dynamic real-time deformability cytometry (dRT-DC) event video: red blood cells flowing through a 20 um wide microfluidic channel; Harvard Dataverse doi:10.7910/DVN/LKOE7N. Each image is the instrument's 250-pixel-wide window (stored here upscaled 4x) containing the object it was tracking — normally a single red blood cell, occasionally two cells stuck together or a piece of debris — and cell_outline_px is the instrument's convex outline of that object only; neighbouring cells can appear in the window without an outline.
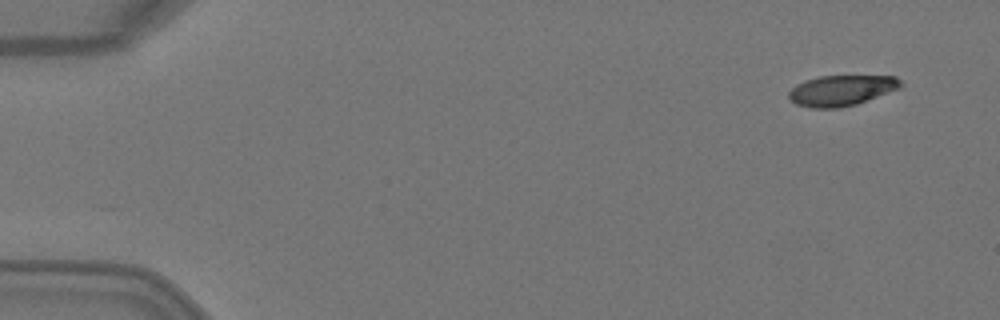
{"species": "Egyptian fruit bat (a non-hibernating species)", "species_latin": "Rousettus aegyptiacus", "temperature_condition": "warm", "stored_images_in_passage": 6, "camera_frame_rate_fps": 3000, "um_per_image_px": 0.085, "animal": {"sex": "female"}, "frame": {"image": 1, "passage_image": 1, "time_ms": 0.0, "image_size_px": [1000, 320], "cell_outline_px": [[904, 84], [900, 88], [856, 104], [840, 108], [812, 108], [796, 104], [788, 96], [788, 92], [796, 84], [804, 80], [820, 76], [896, 76]], "centroid_in_image_um": [71.52, 7.68], "position_along_channel_um": 13.5, "area_um2": 19.94}}
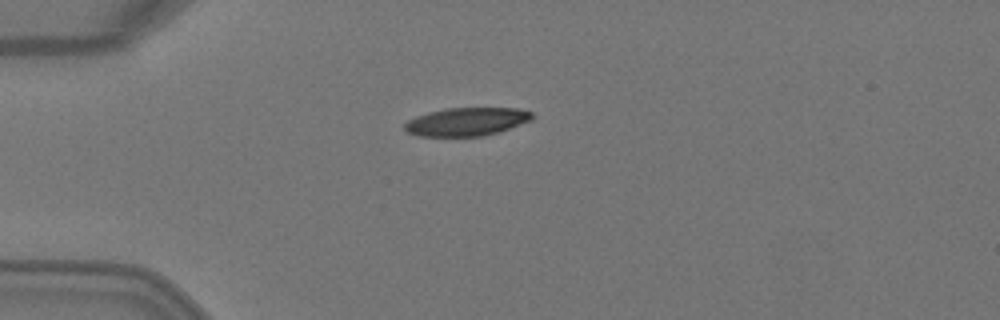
{"frame": {"image": 2, "passage_image": 4, "time_ms": 1.0, "image_size_px": [1000, 320], "cell_outline_px": [[536, 116], [532, 120], [484, 136], [416, 136], [408, 132], [404, 128], [404, 124], [408, 120], [416, 116], [428, 112], [448, 108], [516, 108], [532, 112]], "centroid_in_image_um": [39.66, 10.34], "position_along_channel_um": 45.3, "area_um2": 20.92}}
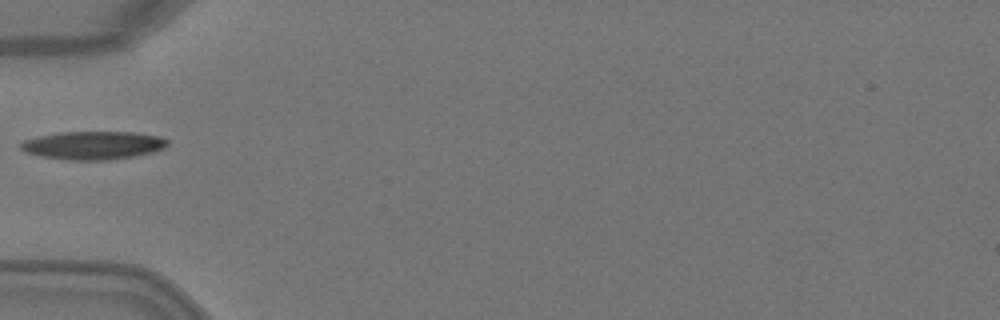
{"frame": {"image": 3, "passage_image": 5, "time_ms": 1.333, "image_size_px": [1000, 320], "cell_outline_px": [[168, 144], [164, 148], [152, 152], [136, 156], [108, 160], [68, 160], [40, 156], [24, 152], [20, 148], [20, 144], [24, 140], [36, 136], [60, 132], [132, 132], [160, 136], [168, 140]], "centroid_in_image_um": [7.9, 12.35], "position_along_channel_um": 77.1, "area_um2": 24.28}}